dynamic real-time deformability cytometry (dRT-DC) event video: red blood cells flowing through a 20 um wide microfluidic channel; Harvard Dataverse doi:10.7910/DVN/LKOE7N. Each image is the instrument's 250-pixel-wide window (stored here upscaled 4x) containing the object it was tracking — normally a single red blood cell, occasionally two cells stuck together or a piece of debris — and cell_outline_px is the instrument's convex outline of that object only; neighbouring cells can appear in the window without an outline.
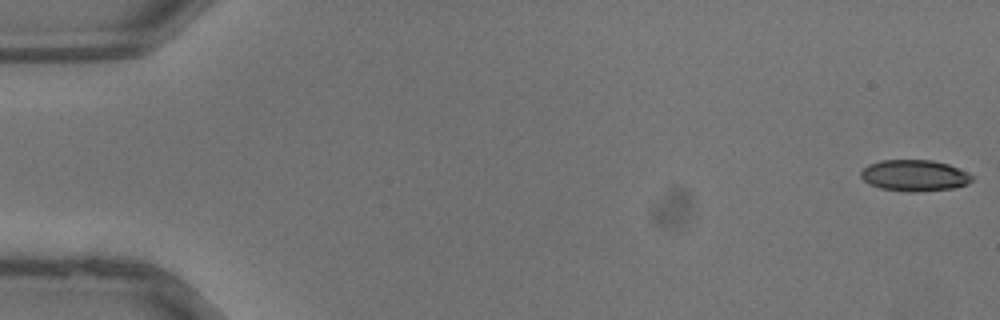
{"species": "common noctule bat (a hibernating species)", "species_latin": "Nyctalus noctula", "temperature_condition": "warm", "stored_images_in_passage": 37, "camera_frame_rate_fps": 3000, "um_per_image_px": 0.085, "animal": {"sex": "male", "body_mass_g": 13.3}, "frame": {"image": 1, "passage_image": 1, "time_ms": 0.0, "image_size_px": [1000, 320], "cell_outline_px": [[972, 180], [968, 184], [952, 188], [916, 192], [908, 192], [880, 188], [868, 184], [860, 176], [860, 172], [868, 164], [880, 160], [932, 160], [948, 164], [972, 176]], "centroid_in_image_um": [77.67, 14.92], "position_along_channel_um": 7.3, "area_um2": 20.17}}
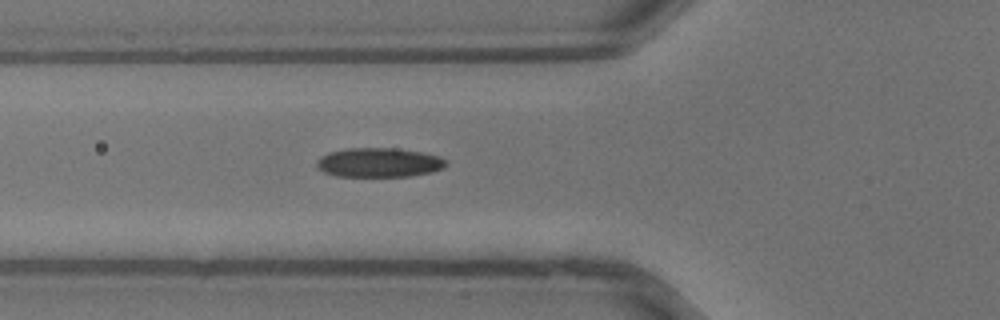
{"frame": {"image": 2, "passage_image": 14, "time_ms": 4.333, "image_size_px": [1000, 320], "cell_outline_px": [[448, 164], [444, 168], [432, 172], [408, 176], [336, 176], [324, 172], [316, 168], [316, 160], [320, 156], [328, 152], [348, 148], [392, 148], [420, 152], [440, 156], [448, 160]], "centroid_in_image_um": [32.21, 13.81], "position_along_channel_um": 93.6, "area_um2": 22.25}}
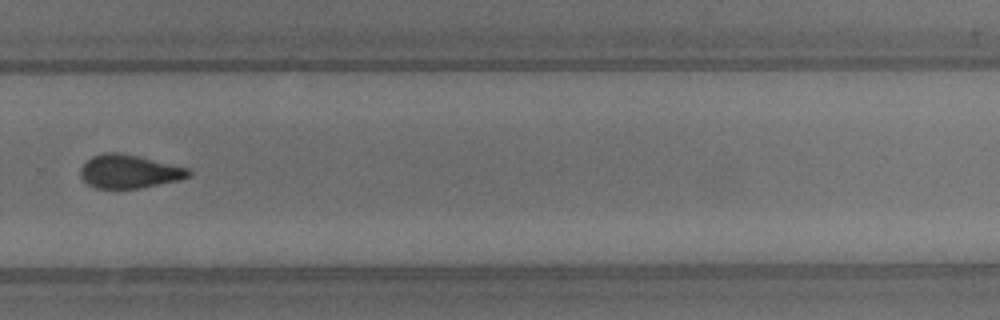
{"frame": {"image": 3, "passage_image": 26, "time_ms": 8.333, "image_size_px": [1000, 320], "cell_outline_px": [[192, 172], [188, 176], [180, 180], [140, 188], [96, 188], [88, 184], [80, 176], [80, 168], [92, 156], [104, 152], [116, 152], [140, 156], [188, 168]], "centroid_in_image_um": [10.97, 14.57], "position_along_channel_um": 318.8, "area_um2": 21.04}}